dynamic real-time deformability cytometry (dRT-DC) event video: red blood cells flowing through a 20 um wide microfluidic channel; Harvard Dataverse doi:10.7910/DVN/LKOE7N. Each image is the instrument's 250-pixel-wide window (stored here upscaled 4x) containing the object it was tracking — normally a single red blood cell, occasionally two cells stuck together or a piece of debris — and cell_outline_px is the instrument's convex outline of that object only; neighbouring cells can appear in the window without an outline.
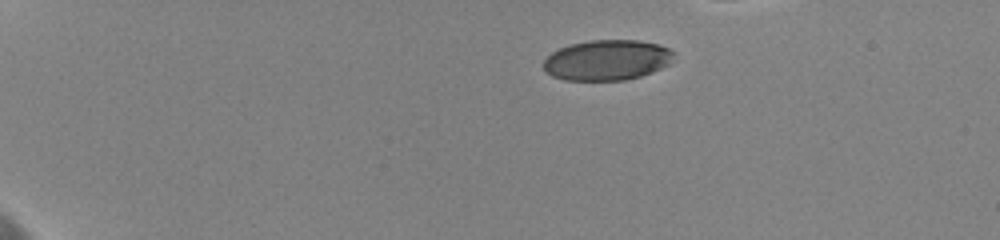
{"species": "human", "species_latin": "Homo sapiens", "temperature_condition": "cold", "stored_images_in_passage": 28, "camera_frame_rate_fps": 3000, "um_per_image_px": 0.085, "donor": {"sex": "female"}, "frame": {"image": 1, "passage_image": 1, "time_ms": 0.0, "image_size_px": [1000, 240], "cell_outline_px": [[676, 52], [668, 64], [652, 72], [640, 76], [624, 80], [564, 80], [552, 76], [544, 68], [544, 60], [552, 52], [568, 44], [588, 40], [640, 40], [660, 44]], "centroid_in_image_um": [51.61, 5.09], "position_along_channel_um": 33.4, "area_um2": 30.75}}
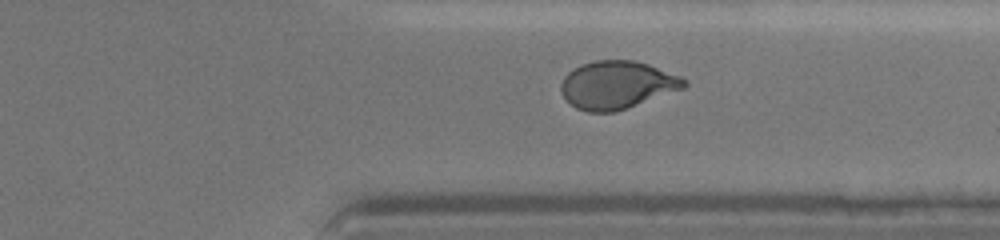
{"frame": {"image": 2, "passage_image": 22, "time_ms": 11.667, "image_size_px": [1000, 240], "cell_outline_px": [[688, 84], [684, 88], [616, 112], [588, 112], [576, 108], [564, 96], [560, 88], [560, 84], [564, 76], [568, 72], [584, 64], [596, 60], [636, 60], [648, 64], [680, 76], [688, 80]], "centroid_in_image_um": [52.47, 7.22], "position_along_channel_um": 358.9, "area_um2": 34.22}}
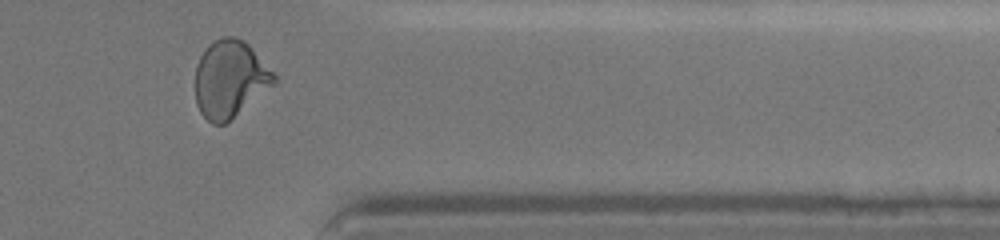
{"frame": {"image": 3, "passage_image": 24, "time_ms": 12.667, "image_size_px": [1000, 240], "cell_outline_px": [[276, 84], [224, 124], [212, 124], [200, 112], [196, 104], [196, 64], [200, 56], [208, 44], [224, 36], [236, 36], [244, 40], [248, 44], [276, 76]], "centroid_in_image_um": [19.54, 6.71], "position_along_channel_um": 391.9, "area_um2": 35.26}}